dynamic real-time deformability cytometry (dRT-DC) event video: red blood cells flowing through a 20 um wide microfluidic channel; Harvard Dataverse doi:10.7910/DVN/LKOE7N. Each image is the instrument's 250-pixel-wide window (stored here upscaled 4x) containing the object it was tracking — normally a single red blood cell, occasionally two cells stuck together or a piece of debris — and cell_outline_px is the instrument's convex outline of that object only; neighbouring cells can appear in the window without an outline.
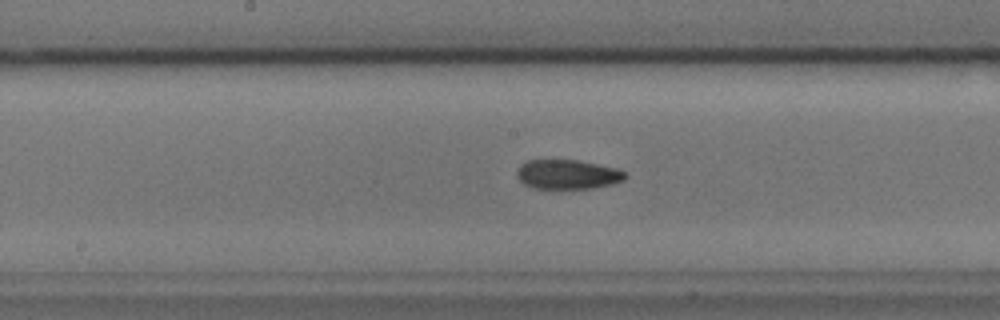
{"species": "common noctule bat (a hibernating species)", "species_latin": "Nyctalus noctula", "temperature_condition": "cold", "stored_images_in_passage": 41, "camera_frame_rate_fps": 3000, "um_per_image_px": 0.085, "animal": {"sex": "male", "body_mass_g": 17.9, "forearm_length_mm": 54.2}, "frame": {"image": 1, "passage_image": 13, "time_ms": 4.0, "image_size_px": [1000, 320], "cell_outline_px": [[628, 176], [624, 180], [612, 184], [592, 188], [532, 188], [524, 184], [516, 176], [516, 172], [520, 164], [528, 160], [576, 160], [616, 168], [624, 172]], "centroid_in_image_um": [48.22, 14.82], "position_along_channel_um": 200.0, "area_um2": 18.5}}
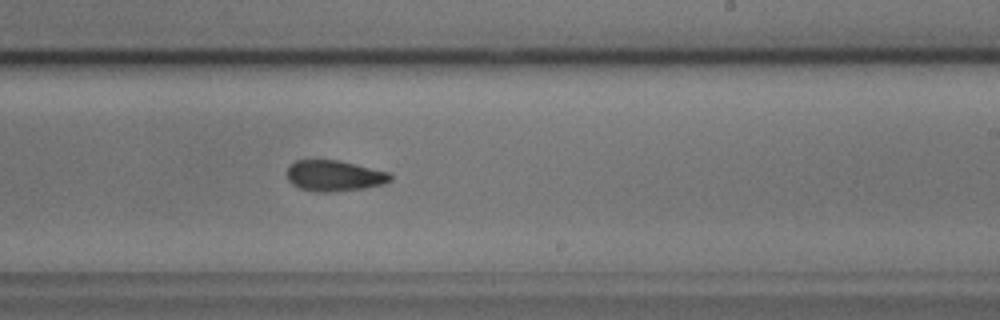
{"frame": {"image": 2, "passage_image": 18, "time_ms": 5.667, "image_size_px": [1000, 320], "cell_outline_px": [[392, 180], [384, 184], [364, 188], [332, 192], [320, 192], [300, 188], [292, 184], [288, 180], [288, 168], [296, 160], [340, 160], [388, 172], [392, 176]], "centroid_in_image_um": [28.44, 14.94], "position_along_channel_um": 260.6, "area_um2": 18.5}}
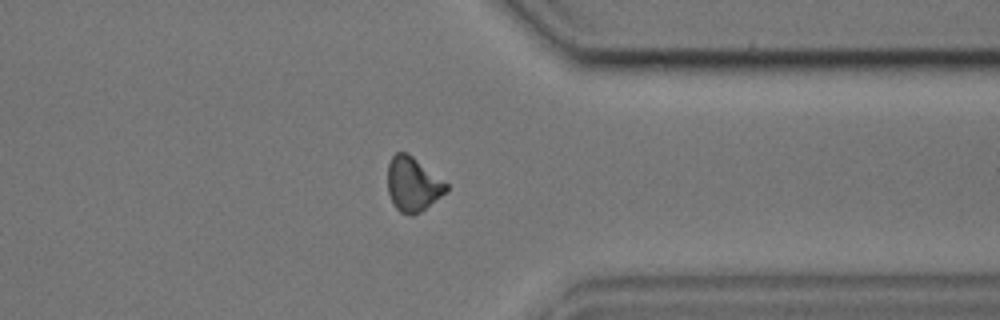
{"frame": {"image": 3, "passage_image": 28, "time_ms": 9.0, "image_size_px": [1000, 320], "cell_outline_px": [[448, 192], [420, 212], [412, 216], [400, 212], [396, 208], [388, 192], [388, 164], [392, 156], [396, 152], [408, 152], [448, 184]], "centroid_in_image_um": [35.1, 15.66], "position_along_channel_um": 376.3, "area_um2": 18.61}, "authors_computed_cell_mechanics": {"area_um2": 18.496, "velocity_mm_per_s": 3.6549, "shape_relaxation_time_tau1_ms": null, "shape_relaxation_time_tau2_ms": 6.1168, "deformation_change_tau1": null, "deformation_change_tau2": 0.11}}